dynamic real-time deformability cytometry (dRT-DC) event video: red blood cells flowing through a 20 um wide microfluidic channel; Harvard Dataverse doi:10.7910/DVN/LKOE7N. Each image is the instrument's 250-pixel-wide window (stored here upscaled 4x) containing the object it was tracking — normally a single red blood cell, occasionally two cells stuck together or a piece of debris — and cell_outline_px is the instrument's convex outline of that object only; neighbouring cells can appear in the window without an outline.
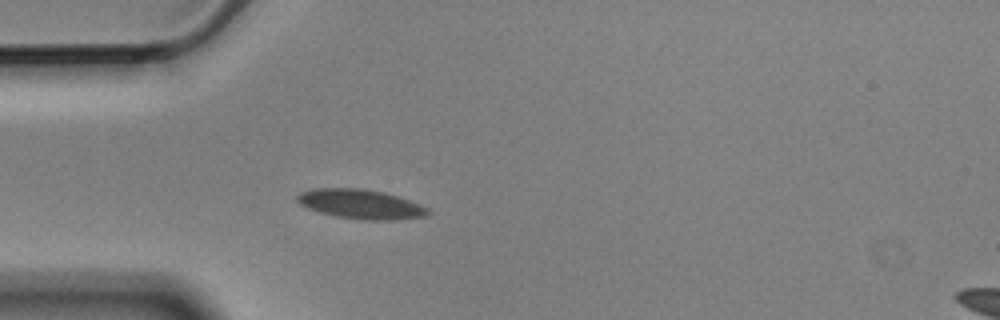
{"species": "Egyptian fruit bat (a non-hibernating species)", "species_latin": "Rousettus aegyptiacus", "temperature_condition": "cold", "stored_images_in_passage": 6, "segment_of_instrument_passage": [1, 2], "camera_frame_rate_fps": 3000, "um_per_image_px": 0.085, "animal": {"sex": "male"}, "frame": {"image": 1, "passage_image": 5, "time_ms": 1.333, "image_size_px": [1000, 320], "cell_outline_px": [[432, 212], [428, 216], [392, 220], [364, 220], [336, 216], [320, 212], [308, 208], [300, 204], [296, 200], [296, 196], [300, 192], [312, 188], [360, 188], [384, 192], [420, 204], [428, 208]], "centroid_in_image_um": [30.66, 17.35], "position_along_channel_um": 54.3, "area_um2": 22.48}}